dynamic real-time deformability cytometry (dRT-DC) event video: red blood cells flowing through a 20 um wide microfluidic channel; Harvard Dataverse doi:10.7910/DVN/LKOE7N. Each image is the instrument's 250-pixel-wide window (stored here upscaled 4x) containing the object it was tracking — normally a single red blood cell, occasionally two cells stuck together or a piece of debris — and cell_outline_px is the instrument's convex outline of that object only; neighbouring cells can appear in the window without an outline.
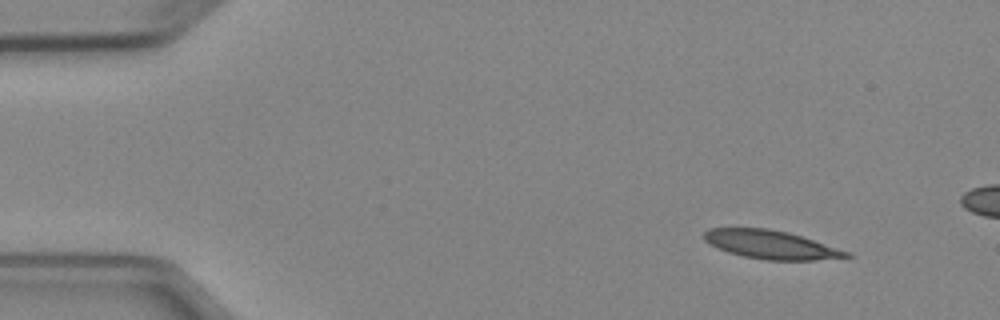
{"species": "Egyptian fruit bat (a non-hibernating species)", "species_latin": "Rousettus aegyptiacus", "temperature_condition": "cold", "stored_images_in_passage": 7, "camera_frame_rate_fps": 3000, "um_per_image_px": 0.085, "animal": {"sex": "female"}, "frame": {"image": 1, "passage_image": 1, "time_ms": 0.0, "image_size_px": [1000, 320], "cell_outline_px": [[852, 256], [812, 260], [764, 260], [744, 256], [728, 252], [716, 248], [704, 240], [704, 232], [708, 228], [768, 228], [788, 232], [848, 252]], "centroid_in_image_um": [65.43, 20.79], "position_along_channel_um": 19.6, "area_um2": 23.24}}
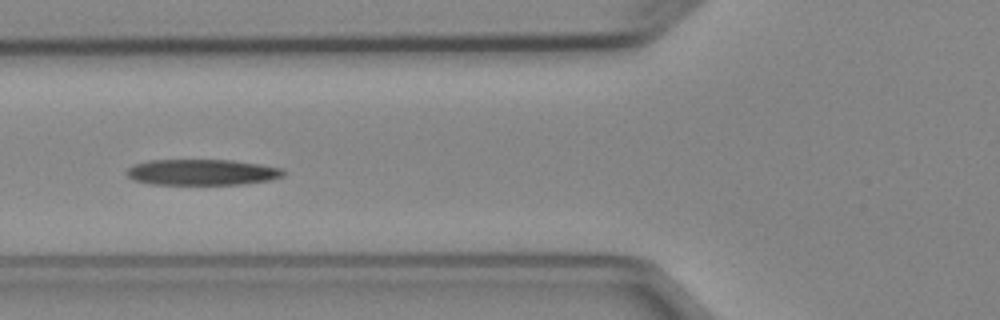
{"frame": {"image": 2, "passage_image": 4, "time_ms": 4.667, "image_size_px": [1000, 320], "cell_outline_px": [[284, 176], [268, 180], [244, 184], [152, 184], [136, 180], [128, 176], [124, 172], [132, 164], [148, 160], [232, 160], [260, 164], [280, 168], [284, 172]], "centroid_in_image_um": [17.14, 14.63], "position_along_channel_um": 108.7, "area_um2": 23.58}}